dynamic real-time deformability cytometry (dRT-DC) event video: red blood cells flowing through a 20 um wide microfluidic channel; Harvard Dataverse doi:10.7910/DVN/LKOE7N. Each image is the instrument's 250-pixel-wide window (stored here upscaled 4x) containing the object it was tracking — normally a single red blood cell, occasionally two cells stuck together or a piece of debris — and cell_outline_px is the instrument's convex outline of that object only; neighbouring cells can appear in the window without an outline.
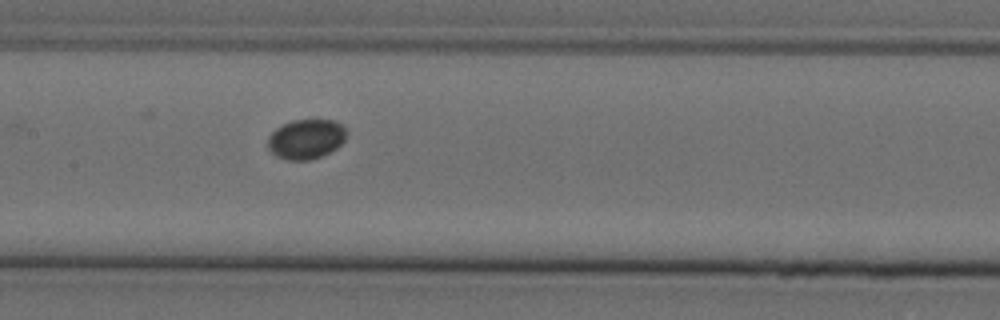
{"species": "Egyptian fruit bat (a non-hibernating species)", "species_latin": "Rousettus aegyptiacus", "temperature_condition": "cold", "stored_images_in_passage": 6, "segment_of_instrument_passage": [1, 2], "camera_frame_rate_fps": 3000, "um_per_image_px": 0.085, "animal": {"sex": "female"}, "frame": {"image": 1, "passage_image": 5, "time_ms": 1.333, "image_size_px": [1000, 320], "cell_outline_px": [[348, 132], [344, 140], [336, 148], [320, 156], [308, 160], [288, 160], [276, 156], [268, 148], [268, 136], [276, 128], [292, 120], [336, 120]], "centroid_in_image_um": [26.01, 11.81], "position_along_channel_um": 181.4, "area_um2": 18.09}}